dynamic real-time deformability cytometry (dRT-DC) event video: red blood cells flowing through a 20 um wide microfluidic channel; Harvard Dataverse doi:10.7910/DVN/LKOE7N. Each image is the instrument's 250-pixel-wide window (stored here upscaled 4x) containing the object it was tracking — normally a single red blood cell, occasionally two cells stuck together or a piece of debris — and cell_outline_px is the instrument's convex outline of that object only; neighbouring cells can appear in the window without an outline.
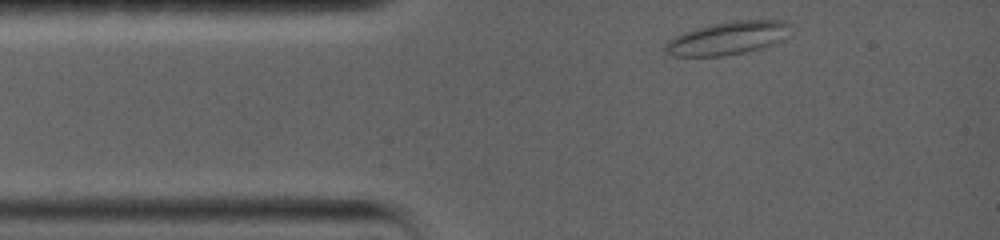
{"species": "common noctule bat (a hibernating species)", "species_latin": "Nyctalus noctula", "temperature_condition": "warm", "stored_images_in_passage": 27, "camera_frame_rate_fps": 5000, "um_per_image_px": 0.085, "animal": {"sex": "female", "body_mass_g": 19.0, "forearm_length_mm": 56.7}, "frame": {"image": 1, "passage_image": 1, "time_ms": 0.0, "image_size_px": [1000, 240], "cell_outline_px": [[792, 24], [784, 40], [760, 48], [744, 52], [724, 56], [672, 56], [664, 52], [664, 44], [668, 40], [684, 32], [696, 28], [712, 24], [736, 20], [784, 20]], "centroid_in_image_um": [61.85, 3.24], "position_along_channel_um": 23.1, "area_um2": 24.22}}
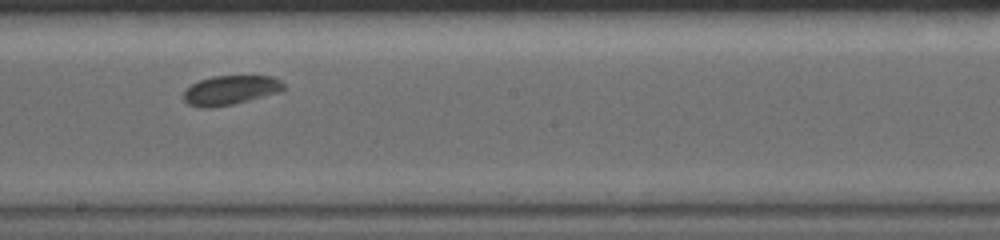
{"frame": {"image": 2, "passage_image": 16, "time_ms": 6.6, "image_size_px": [1000, 240], "cell_outline_px": [[284, 88], [280, 92], [232, 104], [208, 108], [200, 108], [188, 104], [184, 100], [184, 92], [192, 84], [200, 80], [212, 76], [272, 76], [280, 80], [284, 84]], "centroid_in_image_um": [19.58, 7.66], "position_along_channel_um": 228.6, "area_um2": 16.94}}
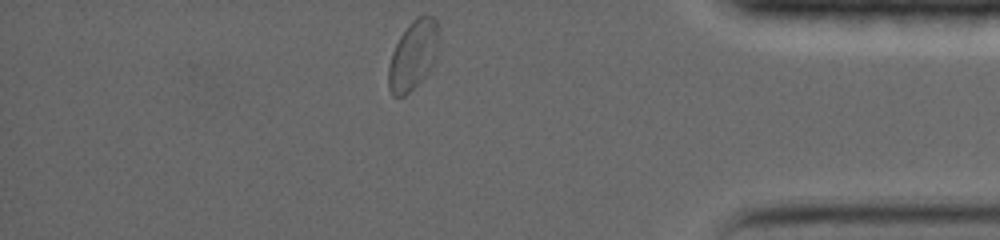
{"frame": {"image": 3, "passage_image": 27, "time_ms": 12.2, "image_size_px": [1000, 240], "cell_outline_px": [[440, 36], [436, 56], [432, 68], [404, 96], [392, 96], [388, 88], [388, 64], [392, 52], [400, 36], [408, 24], [416, 16], [432, 16], [436, 20]], "centroid_in_image_um": [35.12, 4.67], "position_along_channel_um": 400.1, "area_um2": 20.4}, "authors_computed_cell_mechanics": {"area_um2": 17.7446, "velocity_mm_per_s": 3.5519, "shape_relaxation_time_tau1_ms": 2.7834, "shape_relaxation_time_tau2_ms": 1.9943, "deformation_change_tau1": 0.0836, "deformation_change_tau2": 0.0383}}